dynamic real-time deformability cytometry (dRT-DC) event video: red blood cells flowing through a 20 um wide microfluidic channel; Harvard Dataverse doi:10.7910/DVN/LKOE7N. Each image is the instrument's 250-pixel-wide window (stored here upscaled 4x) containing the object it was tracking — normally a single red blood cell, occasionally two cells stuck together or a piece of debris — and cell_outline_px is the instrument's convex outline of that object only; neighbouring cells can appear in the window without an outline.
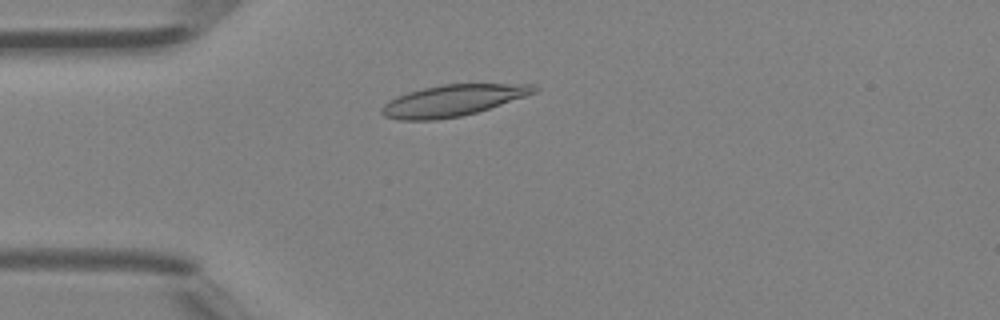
{"species": "Egyptian fruit bat (a non-hibernating species)", "species_latin": "Rousettus aegyptiacus", "temperature_condition": "room temperature", "stored_images_in_passage": 3, "camera_frame_rate_fps": 3000, "um_per_image_px": 0.085, "animal": {"sex": "female"}, "frame": {"image": 1, "passage_image": 1, "time_ms": 0.0, "image_size_px": [1000, 320], "cell_outline_px": [[540, 88], [536, 92], [476, 112], [460, 116], [436, 120], [400, 120], [384, 116], [380, 112], [380, 108], [388, 100], [396, 96], [408, 92], [424, 88], [444, 84], [532, 84]], "centroid_in_image_um": [38.43, 8.54], "position_along_channel_um": 46.6, "area_um2": 27.57}}
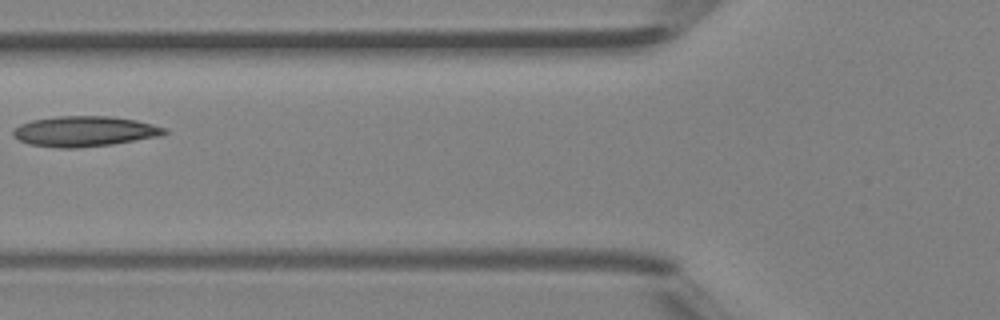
{"frame": {"image": 2, "passage_image": 3, "time_ms": 0.667, "image_size_px": [1000, 320], "cell_outline_px": [[168, 132], [160, 136], [112, 144], [76, 148], [60, 148], [28, 144], [12, 136], [12, 132], [20, 124], [32, 120], [56, 116], [112, 116], [136, 120], [168, 128]], "centroid_in_image_um": [7.19, 11.16], "position_along_channel_um": 118.6, "area_um2": 26.82}}